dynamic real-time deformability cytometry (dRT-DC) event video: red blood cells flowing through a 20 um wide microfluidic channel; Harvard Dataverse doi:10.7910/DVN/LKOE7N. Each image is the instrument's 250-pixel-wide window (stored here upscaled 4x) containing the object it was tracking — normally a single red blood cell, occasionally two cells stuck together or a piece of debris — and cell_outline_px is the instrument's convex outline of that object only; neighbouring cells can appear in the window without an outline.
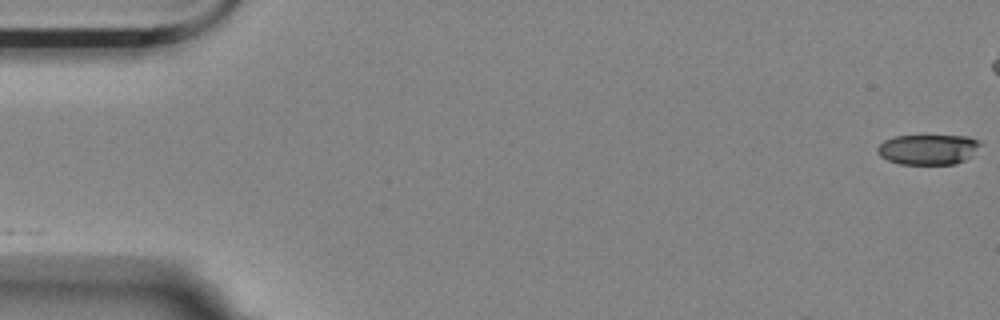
{"species": "Egyptian fruit bat (a non-hibernating species)", "species_latin": "Rousettus aegyptiacus", "temperature_condition": "room temperature", "stored_images_in_passage": 10, "camera_frame_rate_fps": 3000, "um_per_image_px": 0.085, "animal": {"sex": "female"}, "frame": {"image": 1, "passage_image": 1, "time_ms": 0.0, "image_size_px": [1000, 320], "cell_outline_px": [[984, 144], [964, 160], [956, 164], [900, 164], [888, 160], [880, 156], [876, 152], [876, 148], [884, 140], [896, 136], [968, 136], [980, 140]], "centroid_in_image_um": [78.9, 12.7], "position_along_channel_um": 6.1, "area_um2": 18.21}}